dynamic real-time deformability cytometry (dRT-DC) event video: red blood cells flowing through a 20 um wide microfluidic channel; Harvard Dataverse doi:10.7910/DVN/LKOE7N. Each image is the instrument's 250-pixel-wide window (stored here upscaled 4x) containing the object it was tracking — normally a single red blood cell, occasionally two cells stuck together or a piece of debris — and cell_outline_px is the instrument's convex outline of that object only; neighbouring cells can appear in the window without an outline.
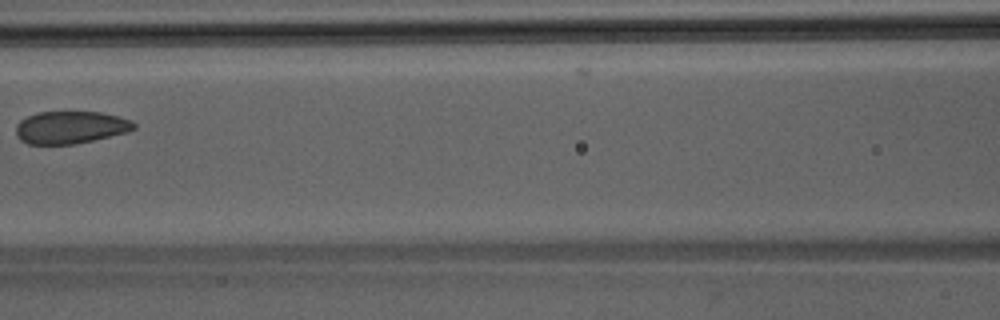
{"species": "Egyptian fruit bat (a non-hibernating species)", "species_latin": "Rousettus aegyptiacus", "temperature_condition": "room temperature", "stored_images_in_passage": 3, "camera_frame_rate_fps": 3000, "um_per_image_px": 0.085, "animal": {"sex": "male"}, "frame": {"image": 1, "passage_image": 3, "time_ms": 0.667, "image_size_px": [1000, 320], "cell_outline_px": [[136, 128], [128, 132], [76, 144], [28, 144], [20, 140], [16, 136], [16, 124], [20, 120], [28, 116], [40, 112], [100, 112], [132, 120], [136, 124]], "centroid_in_image_um": [5.99, 10.83], "position_along_channel_um": 160.6, "area_um2": 22.37}}